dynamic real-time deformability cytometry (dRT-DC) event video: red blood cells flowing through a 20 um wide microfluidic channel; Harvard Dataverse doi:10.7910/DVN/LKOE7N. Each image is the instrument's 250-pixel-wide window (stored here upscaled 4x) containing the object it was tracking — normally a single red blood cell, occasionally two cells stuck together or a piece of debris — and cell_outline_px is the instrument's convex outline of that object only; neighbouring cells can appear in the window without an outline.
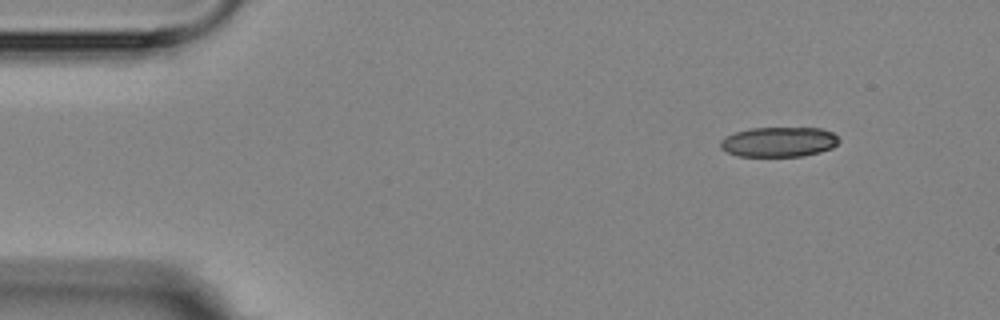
{"species": "Egyptian fruit bat (a non-hibernating species)", "species_latin": "Rousettus aegyptiacus", "temperature_condition": "room temperature", "stored_images_in_passage": 9, "camera_frame_rate_fps": 3000, "um_per_image_px": 0.085, "animal": {"sex": "female"}, "frame": {"image": 1, "passage_image": 1, "time_ms": 0.0, "image_size_px": [1000, 320], "cell_outline_px": [[840, 140], [832, 148], [820, 152], [800, 156], [740, 156], [728, 152], [720, 148], [720, 140], [736, 132], [752, 128], [820, 128], [832, 132]], "centroid_in_image_um": [66.21, 12.06], "position_along_channel_um": 18.8, "area_um2": 20.46}}
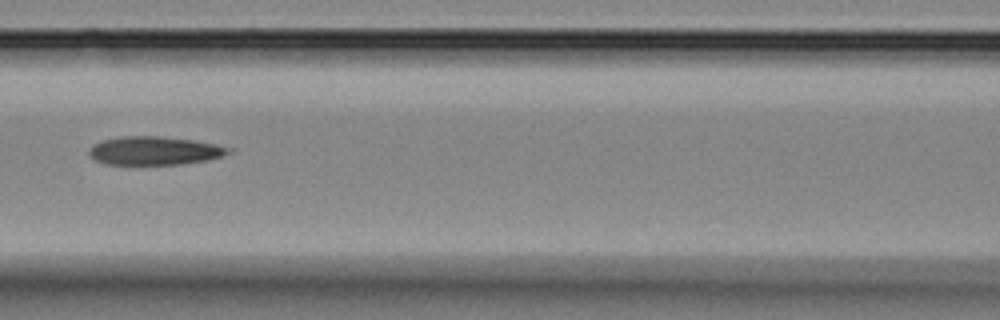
{"frame": {"image": 2, "passage_image": 6, "time_ms": 6.0, "image_size_px": [1000, 320], "cell_outline_px": [[232, 152], [220, 156], [204, 160], [180, 164], [104, 164], [88, 156], [88, 148], [92, 144], [104, 140], [120, 136], [160, 136], [196, 140], [216, 144], [232, 148]], "centroid_in_image_um": [13.09, 12.8], "position_along_channel_um": 153.5, "area_um2": 23.18}}
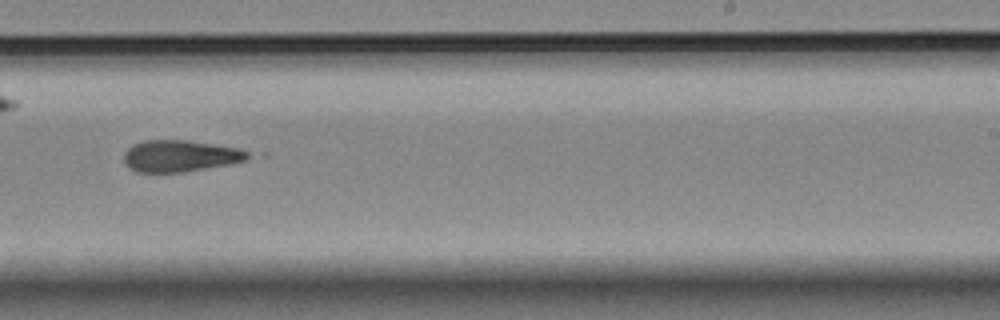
{"frame": {"image": 3, "passage_image": 9, "time_ms": 9.333, "image_size_px": [1000, 320], "cell_outline_px": [[256, 156], [248, 160], [228, 164], [184, 172], [136, 172], [128, 168], [124, 160], [124, 152], [132, 144], [144, 140], [188, 140], [236, 148], [248, 152]], "centroid_in_image_um": [15.31, 13.26], "position_along_channel_um": 273.7, "area_um2": 22.95}}